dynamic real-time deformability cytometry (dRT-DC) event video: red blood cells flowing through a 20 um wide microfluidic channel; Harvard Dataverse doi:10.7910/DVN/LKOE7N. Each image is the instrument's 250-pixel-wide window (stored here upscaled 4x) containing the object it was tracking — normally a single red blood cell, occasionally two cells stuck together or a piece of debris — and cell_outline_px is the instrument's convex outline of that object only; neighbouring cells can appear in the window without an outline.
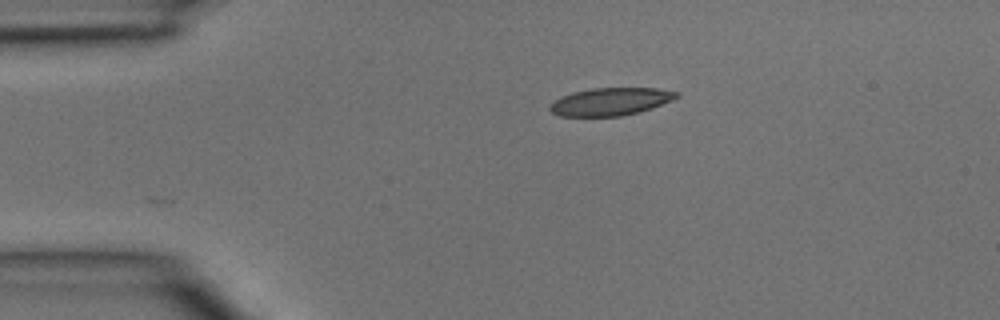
{"species": "common noctule bat (a hibernating species)", "species_latin": "Nyctalus noctula", "temperature_condition": "room temperature", "stored_images_in_passage": 6, "camera_frame_rate_fps": 3000, "um_per_image_px": 0.085, "animal": {"sex": "male", "body_mass_g": 15.6}, "frame": {"image": 1, "passage_image": 6, "time_ms": 1.667, "image_size_px": [1000, 320], "cell_outline_px": [[680, 96], [672, 100], [636, 112], [620, 116], [560, 116], [552, 112], [548, 108], [560, 96], [572, 92], [592, 88], [656, 88], [680, 92]], "centroid_in_image_um": [51.88, 8.62], "position_along_channel_um": 33.1, "area_um2": 20.17}}